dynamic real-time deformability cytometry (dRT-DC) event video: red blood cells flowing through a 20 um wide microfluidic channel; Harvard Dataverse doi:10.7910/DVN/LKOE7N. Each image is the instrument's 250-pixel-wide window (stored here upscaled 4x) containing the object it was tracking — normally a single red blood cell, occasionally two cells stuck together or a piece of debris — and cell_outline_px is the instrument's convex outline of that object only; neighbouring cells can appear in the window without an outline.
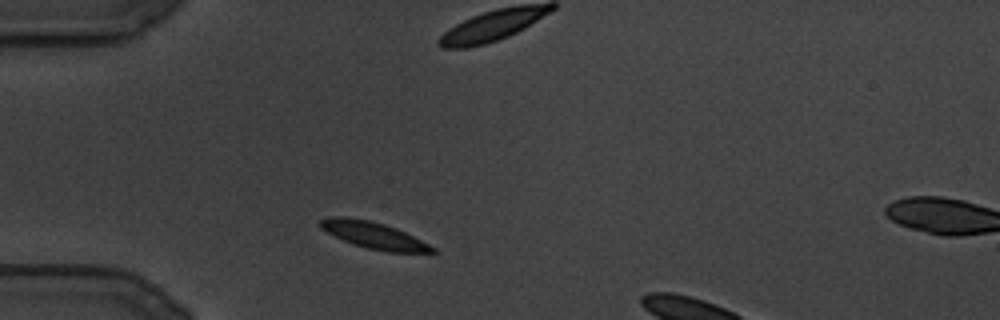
{"species": "common noctule bat (a hibernating species)", "species_latin": "Nyctalus noctula", "temperature_condition": "cold", "stored_images_in_passage": 4, "camera_frame_rate_fps": 3000, "um_per_image_px": 0.085, "animal": {"sex": "male", "body_mass_g": 19.5, "forearm_length_mm": 54.6}, "frame": {"image": 1, "passage_image": 1, "time_ms": 0.0, "image_size_px": [1000, 320], "cell_outline_px": [[436, 252], [388, 252], [368, 248], [344, 240], [320, 228], [320, 220], [328, 216], [344, 216], [368, 220], [384, 224], [396, 228], [436, 248]], "centroid_in_image_um": [31.75, 19.98], "position_along_channel_um": 53.3, "area_um2": 16.99}}